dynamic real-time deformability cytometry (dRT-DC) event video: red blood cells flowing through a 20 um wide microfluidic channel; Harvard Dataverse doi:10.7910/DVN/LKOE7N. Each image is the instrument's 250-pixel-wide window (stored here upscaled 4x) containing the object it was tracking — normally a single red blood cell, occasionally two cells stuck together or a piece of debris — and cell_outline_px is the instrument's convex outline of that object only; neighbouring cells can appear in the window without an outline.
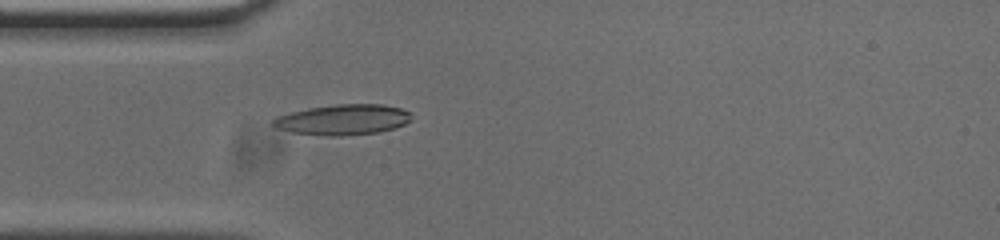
{"species": "common noctule bat (a hibernating species)", "species_latin": "Nyctalus noctula", "temperature_condition": "cold", "stored_images_in_passage": 42, "camera_frame_rate_fps": 3000, "um_per_image_px": 0.085, "animal": {"sex": "male", "body_mass_g": 20.0, "forearm_length_mm": 53.3}, "frame": {"image": 1, "passage_image": 3, "time_ms": 0.667, "image_size_px": [1000, 240], "cell_outline_px": [[412, 120], [404, 124], [380, 132], [340, 136], [332, 136], [292, 132], [276, 128], [272, 124], [272, 120], [276, 116], [308, 108], [336, 104], [380, 104], [400, 108], [408, 112]], "centroid_in_image_um": [29.13, 10.17], "position_along_channel_um": 55.9, "area_um2": 24.39}}
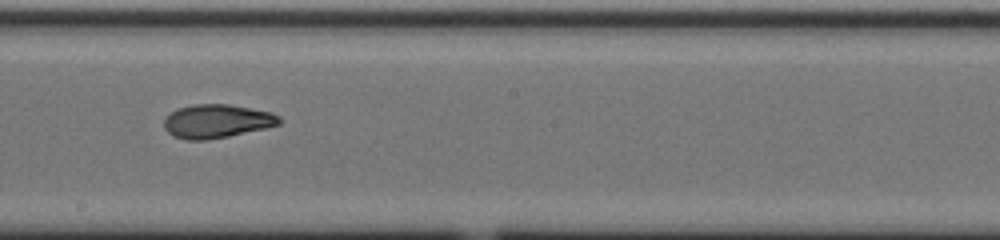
{"frame": {"image": 2, "passage_image": 17, "time_ms": 5.333, "image_size_px": [1000, 240], "cell_outline_px": [[284, 120], [280, 124], [264, 128], [228, 136], [204, 140], [188, 140], [172, 136], [164, 128], [164, 116], [176, 108], [192, 104], [228, 104], [272, 112], [280, 116]], "centroid_in_image_um": [18.4, 10.29], "position_along_channel_um": 229.8, "area_um2": 22.77}}
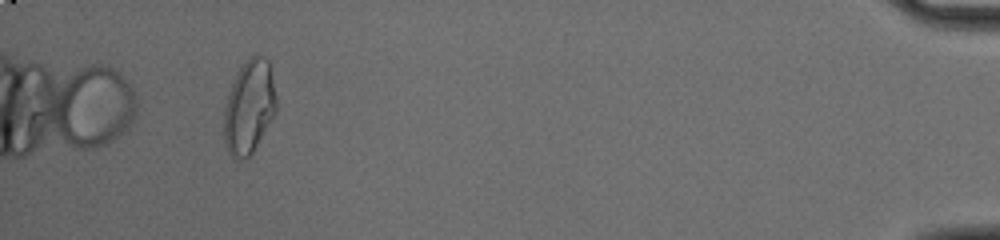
{"frame": {"image": 3, "passage_image": 38, "time_ms": 12.333, "image_size_px": [1000, 240], "cell_outline_px": [[276, 112], [252, 152], [248, 156], [240, 160], [236, 160], [228, 152], [224, 140], [224, 108], [232, 84], [240, 68], [256, 52], [264, 56], [268, 60], [276, 96]], "centroid_in_image_um": [21.18, 9.09], "position_along_channel_um": 414.0, "area_um2": 28.15}, "authors_computed_cell_mechanics": {"area_um2": 23.1778, "velocity_mm_per_s": 3.7548, "shape_relaxation_time_tau1_ms": null, "shape_relaxation_time_tau2_ms": 4.5363, "deformation_change_tau1": null, "deformation_change_tau2": 0.1098}}